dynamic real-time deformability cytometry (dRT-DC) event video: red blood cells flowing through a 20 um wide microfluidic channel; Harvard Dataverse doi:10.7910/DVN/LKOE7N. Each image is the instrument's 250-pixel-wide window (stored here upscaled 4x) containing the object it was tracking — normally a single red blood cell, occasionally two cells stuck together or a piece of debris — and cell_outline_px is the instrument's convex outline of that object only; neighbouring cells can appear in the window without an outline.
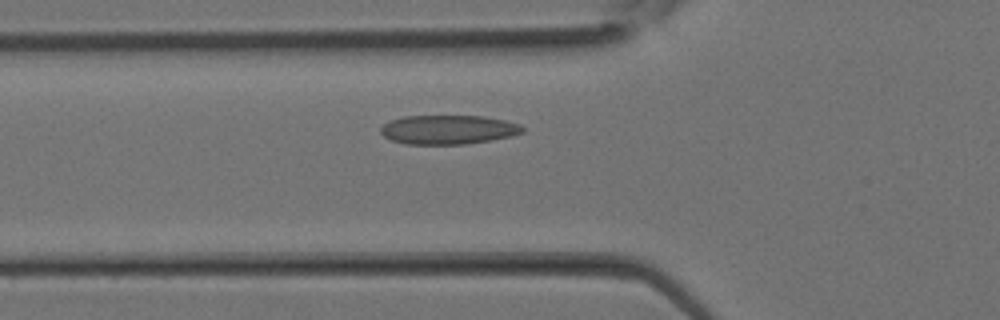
{"species": "Egyptian fruit bat (a non-hibernating species)", "species_latin": "Rousettus aegyptiacus", "temperature_condition": "room temperature", "stored_images_in_passage": 28, "camera_frame_rate_fps": 3000, "um_per_image_px": 0.085, "animal": {"sex": "female"}, "frame": {"image": 1, "passage_image": 8, "time_ms": 2.333, "image_size_px": [1000, 320], "cell_outline_px": [[524, 132], [512, 136], [464, 144], [408, 144], [392, 140], [384, 136], [380, 132], [380, 128], [384, 124], [392, 120], [404, 116], [480, 116], [504, 120], [520, 124], [524, 128]], "centroid_in_image_um": [38.1, 11.02], "position_along_channel_um": 87.7, "area_um2": 23.87}}
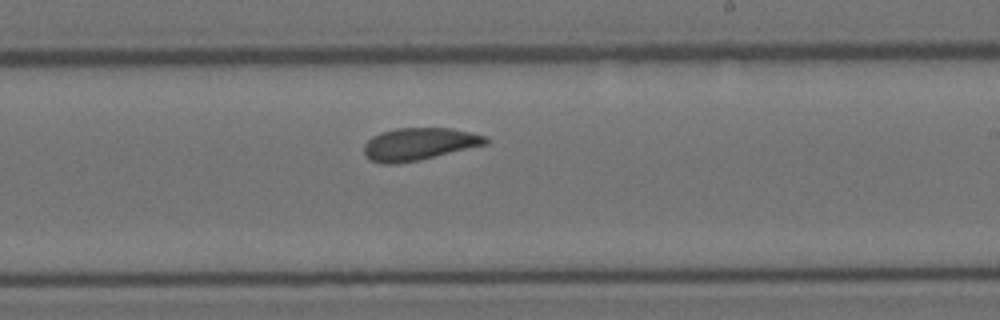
{"frame": {"image": 2, "passage_image": 16, "time_ms": 5.0, "image_size_px": [1000, 320], "cell_outline_px": [[488, 144], [420, 160], [396, 164], [384, 164], [368, 160], [364, 152], [364, 144], [372, 136], [380, 132], [396, 128], [452, 128], [472, 132], [484, 136], [488, 140]], "centroid_in_image_um": [35.6, 12.25], "position_along_channel_um": 253.4, "area_um2": 23.18}}
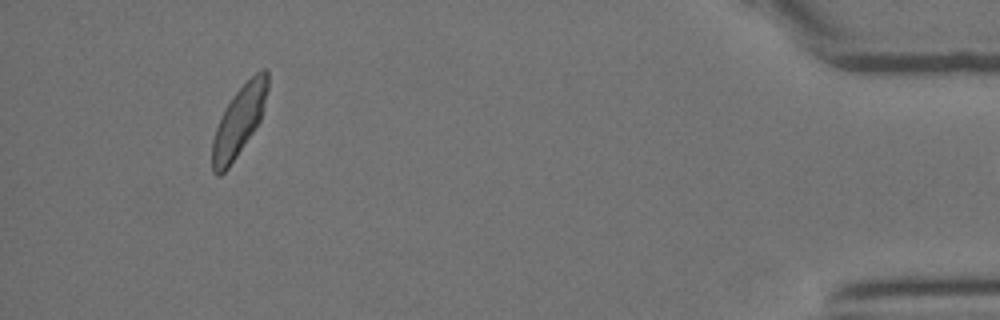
{"frame": {"image": 3, "passage_image": 27, "time_ms": 8.667, "image_size_px": [1000, 320], "cell_outline_px": [[268, 88], [260, 120], [228, 168], [220, 176], [216, 176], [212, 172], [212, 140], [216, 128], [232, 96], [256, 72], [264, 68], [268, 68]], "centroid_in_image_um": [20.31, 10.3], "position_along_channel_um": 414.9, "area_um2": 21.96}}